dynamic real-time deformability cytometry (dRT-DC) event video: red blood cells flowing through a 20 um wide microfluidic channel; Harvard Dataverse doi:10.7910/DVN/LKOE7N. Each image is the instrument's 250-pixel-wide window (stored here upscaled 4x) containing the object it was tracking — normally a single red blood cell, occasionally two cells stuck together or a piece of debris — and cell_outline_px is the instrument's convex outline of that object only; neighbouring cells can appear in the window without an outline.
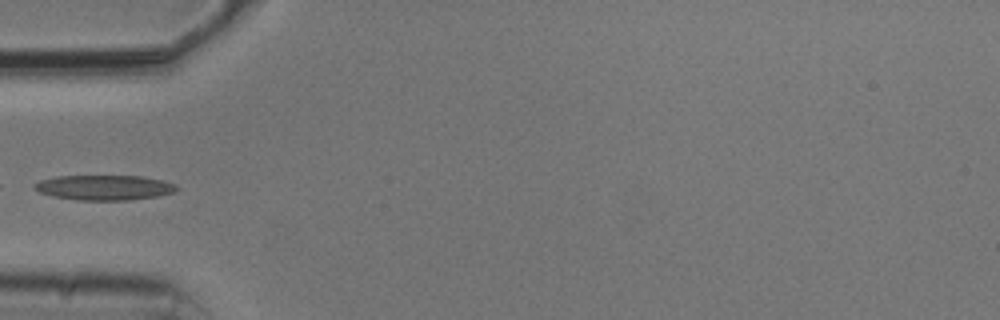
{"species": "common noctule bat (a hibernating species)", "species_latin": "Nyctalus noctula", "temperature_condition": "cold", "stored_images_in_passage": 5, "camera_frame_rate_fps": 3000, "um_per_image_px": 0.085, "animal": {"sex": "male", "body_mass_g": 20.5, "forearm_length_mm": 52.5}, "frame": {"image": 1, "passage_image": 1, "time_ms": 0.0, "image_size_px": [1000, 320], "cell_outline_px": [[180, 188], [176, 192], [160, 196], [128, 200], [76, 200], [52, 196], [40, 192], [32, 184], [40, 180], [56, 176], [140, 176], [164, 180], [176, 184]], "centroid_in_image_um": [8.92, 15.94], "position_along_channel_um": 76.1, "area_um2": 20.92}}
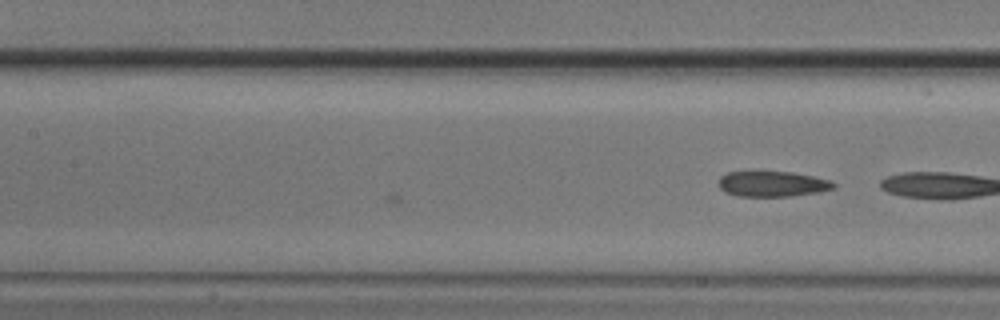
{"frame": {"image": 2, "passage_image": 5, "time_ms": 1.333, "image_size_px": [1000, 320], "cell_outline_px": [[836, 188], [820, 192], [792, 196], [740, 196], [724, 192], [716, 184], [720, 176], [728, 172], [792, 172], [832, 180], [836, 184]], "centroid_in_image_um": [65.66, 15.64], "position_along_channel_um": 141.7, "area_um2": 17.22}}